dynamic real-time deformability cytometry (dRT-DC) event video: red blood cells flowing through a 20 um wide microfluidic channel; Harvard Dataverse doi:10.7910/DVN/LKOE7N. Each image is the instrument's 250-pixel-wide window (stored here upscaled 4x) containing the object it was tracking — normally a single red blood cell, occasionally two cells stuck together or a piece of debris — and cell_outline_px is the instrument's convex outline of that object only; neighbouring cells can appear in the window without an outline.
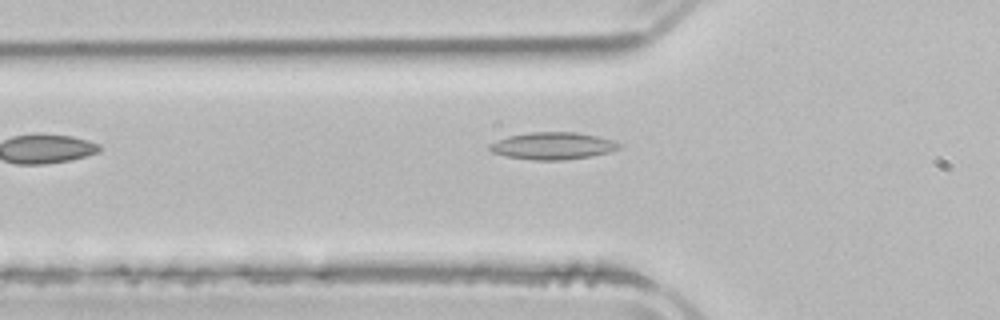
{"species": "common noctule bat (a hibernating species)", "species_latin": "Nyctalus noctula", "temperature_condition": "room temperature", "stored_images_in_passage": 2, "camera_frame_rate_fps": 3000, "um_per_image_px": 0.085, "animal": {"sex": "male", "body_mass_g": 21.5, "forearm_length_mm": 52.0}, "frame": {"image": 1, "passage_image": 2, "time_ms": 1.667, "image_size_px": [1000, 320], "cell_outline_px": [[624, 144], [620, 148], [608, 152], [588, 156], [560, 160], [532, 160], [508, 156], [492, 152], [488, 148], [488, 144], [496, 140], [508, 136], [532, 132], [576, 132], [596, 136], [612, 140]], "centroid_in_image_um": [46.97, 12.39], "position_along_channel_um": 78.8, "area_um2": 20.35}}